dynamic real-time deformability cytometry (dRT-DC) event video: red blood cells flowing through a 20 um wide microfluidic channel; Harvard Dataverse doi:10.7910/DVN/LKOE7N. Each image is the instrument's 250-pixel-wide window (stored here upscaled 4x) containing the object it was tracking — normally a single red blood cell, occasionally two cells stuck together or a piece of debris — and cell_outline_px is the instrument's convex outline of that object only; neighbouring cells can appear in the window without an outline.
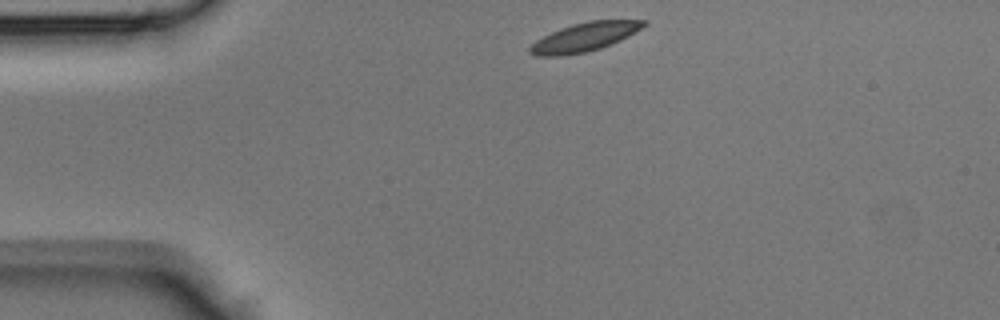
{"species": "Egyptian fruit bat (a non-hibernating species)", "species_latin": "Rousettus aegyptiacus", "temperature_condition": "room temperature", "stored_images_in_passage": 36, "camera_frame_rate_fps": 3000, "um_per_image_px": 0.085, "animal": {"sex": "male"}, "frame": {"image": 1, "passage_image": 1, "time_ms": 0.0, "image_size_px": [1000, 320], "cell_outline_px": [[648, 24], [628, 36], [620, 40], [600, 48], [584, 52], [564, 56], [536, 56], [528, 52], [528, 48], [536, 40], [560, 28], [572, 24], [588, 20], [648, 20]], "centroid_in_image_um": [49.67, 3.14], "position_along_channel_um": 35.3, "area_um2": 19.02}}
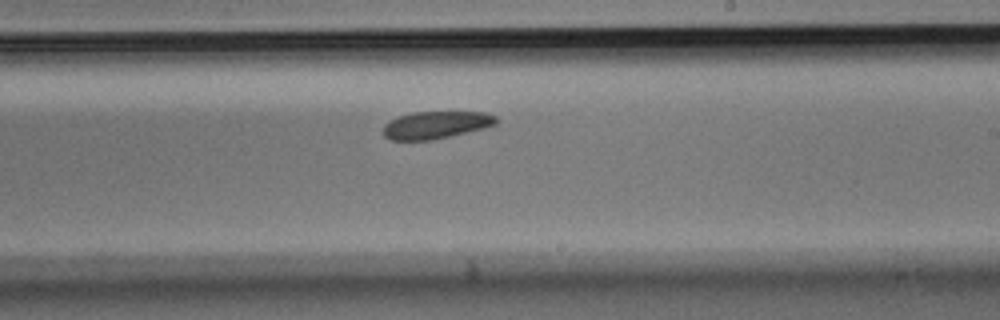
{"frame": {"image": 2, "passage_image": 18, "time_ms": 5.667, "image_size_px": [1000, 320], "cell_outline_px": [[496, 124], [484, 128], [448, 136], [428, 140], [392, 140], [384, 136], [384, 124], [388, 120], [412, 112], [484, 112], [496, 116]], "centroid_in_image_um": [37.03, 10.61], "position_along_channel_um": 252.0, "area_um2": 17.8}}
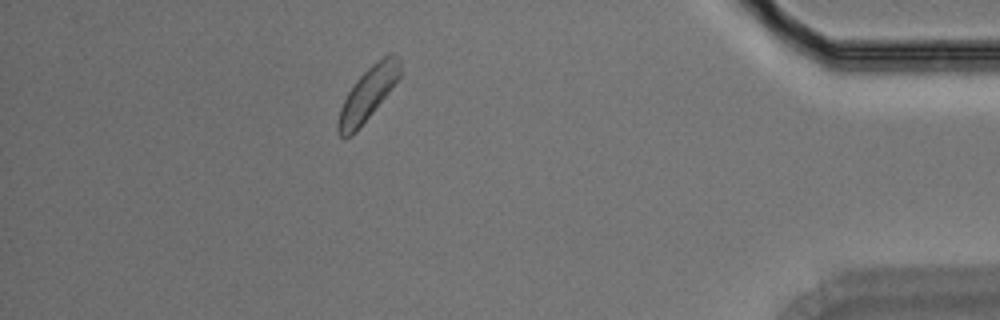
{"frame": {"image": 3, "passage_image": 31, "time_ms": 10.0, "image_size_px": [1000, 320], "cell_outline_px": [[400, 76], [388, 92], [352, 136], [340, 136], [336, 128], [336, 124], [340, 108], [348, 92], [356, 80], [372, 64], [388, 52], [392, 52], [400, 56]], "centroid_in_image_um": [31.26, 7.94], "position_along_channel_um": 403.9, "area_um2": 18.79}}